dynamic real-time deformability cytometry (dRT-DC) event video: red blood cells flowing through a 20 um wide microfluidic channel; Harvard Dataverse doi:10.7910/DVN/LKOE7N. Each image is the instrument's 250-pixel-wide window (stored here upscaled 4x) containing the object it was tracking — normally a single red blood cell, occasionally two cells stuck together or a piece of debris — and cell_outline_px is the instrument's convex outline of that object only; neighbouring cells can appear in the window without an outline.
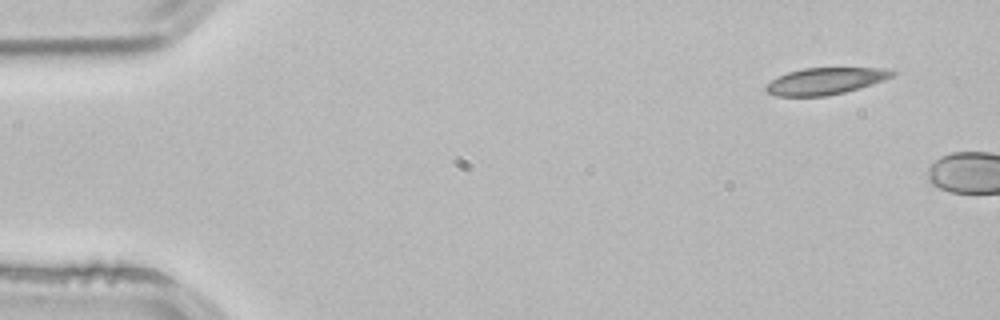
{"species": "common noctule bat (a hibernating species)", "species_latin": "Nyctalus noctula", "temperature_condition": "room temperature", "stored_images_in_passage": 2, "camera_frame_rate_fps": 3000, "um_per_image_px": 0.085, "animal": {"sex": "male", "body_mass_g": 21.5, "forearm_length_mm": 52.0}, "frame": {"image": 1, "passage_image": 1, "time_ms": 0.0, "image_size_px": [1000, 320], "cell_outline_px": [[896, 72], [892, 76], [884, 80], [860, 88], [844, 92], [824, 96], [776, 96], [768, 92], [764, 88], [772, 80], [788, 72], [804, 68], [884, 68]], "centroid_in_image_um": [70.16, 6.89], "position_along_channel_um": 14.8, "area_um2": 19.42}}